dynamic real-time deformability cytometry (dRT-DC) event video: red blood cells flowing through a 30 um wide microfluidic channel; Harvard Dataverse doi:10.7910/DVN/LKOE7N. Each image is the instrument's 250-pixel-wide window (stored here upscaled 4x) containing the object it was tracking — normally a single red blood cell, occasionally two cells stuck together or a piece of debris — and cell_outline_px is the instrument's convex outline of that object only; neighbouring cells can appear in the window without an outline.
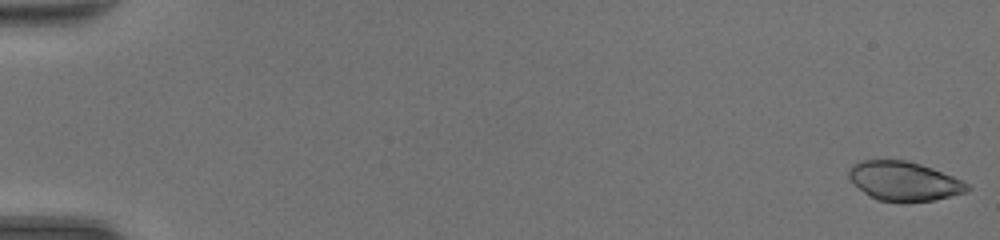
{"species": "common noctule bat (a hibernating species)", "species_latin": "Nyctalus noctula", "temperature_condition": "room temperature", "stored_images_in_passage": 48, "camera_frame_rate_fps": 3000, "um_per_image_px": 0.085, "animal": {"sex": "female", "body_mass_g": 20.0, "forearm_length_mm": 54.0}, "frame": {"image": 1, "passage_image": 1, "time_ms": 0.0, "image_size_px": [1000, 240], "cell_outline_px": [[972, 188], [964, 192], [932, 200], [908, 204], [904, 204], [876, 200], [868, 196], [852, 184], [848, 176], [848, 168], [852, 164], [860, 160], [908, 160], [932, 168], [952, 176], [968, 184]], "centroid_in_image_um": [76.76, 15.42], "position_along_channel_um": 8.2, "area_um2": 27.57}}
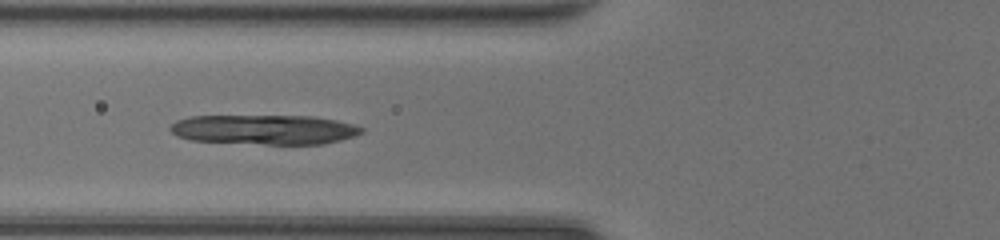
{"frame": {"image": 2, "passage_image": 20, "time_ms": 6.333, "image_size_px": [1000, 240], "cell_outline_px": [[364, 132], [356, 136], [324, 144], [264, 144], [188, 140], [176, 136], [168, 128], [176, 120], [188, 116], [312, 116], [336, 120], [352, 124], [364, 128]], "centroid_in_image_um": [22.46, 11.01], "position_along_channel_um": 103.3, "area_um2": 33.29}}
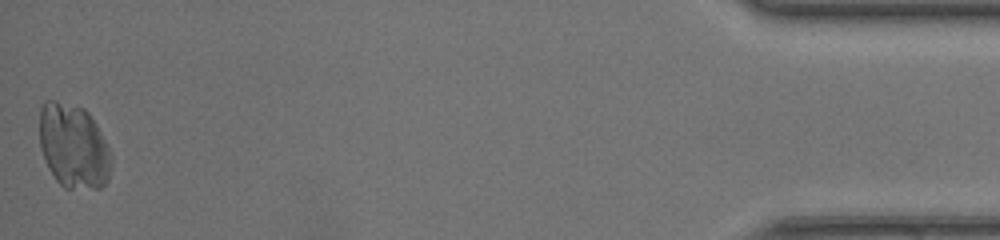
{"frame": {"image": 3, "passage_image": 48, "time_ms": 15.667, "image_size_px": [1000, 240], "cell_outline_px": [[112, 164], [108, 180], [100, 188], [64, 188], [56, 180], [48, 168], [44, 160], [40, 148], [40, 108], [44, 100], [56, 100], [84, 108], [88, 112], [96, 124], [112, 156]], "centroid_in_image_um": [6.24, 12.43], "position_along_channel_um": 429.0, "area_um2": 35.49}}